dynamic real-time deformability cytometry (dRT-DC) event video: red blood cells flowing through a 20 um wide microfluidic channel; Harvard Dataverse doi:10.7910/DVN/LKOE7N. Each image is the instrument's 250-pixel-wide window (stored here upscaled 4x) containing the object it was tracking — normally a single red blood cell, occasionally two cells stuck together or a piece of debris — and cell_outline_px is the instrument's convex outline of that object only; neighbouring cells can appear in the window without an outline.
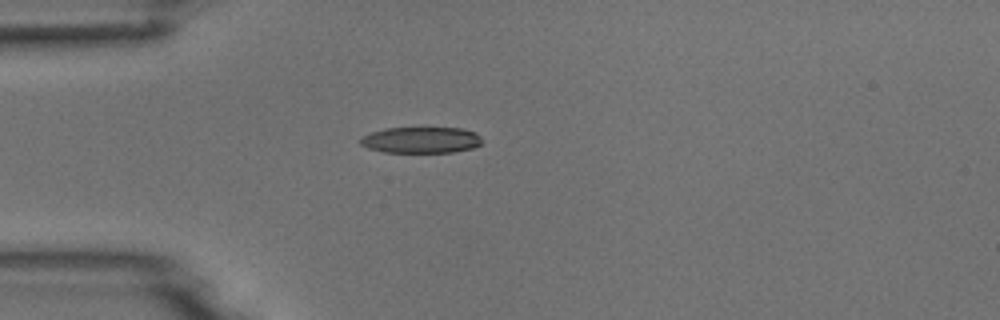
{"species": "common noctule bat (a hibernating species)", "species_latin": "Nyctalus noctula", "temperature_condition": "room temperature", "stored_images_in_passage": 1, "camera_frame_rate_fps": 3000, "um_per_image_px": 0.085, "animal": {"sex": "male", "body_mass_g": 18.8}, "frame": {"image": 1, "passage_image": 1, "time_ms": 0.0, "image_size_px": [1000, 320], "cell_outline_px": [[480, 144], [472, 148], [452, 152], [384, 152], [368, 148], [360, 144], [360, 136], [384, 128], [464, 128], [476, 132], [480, 136]], "centroid_in_image_um": [35.77, 11.89], "position_along_channel_um": 49.2, "area_um2": 18.55}}